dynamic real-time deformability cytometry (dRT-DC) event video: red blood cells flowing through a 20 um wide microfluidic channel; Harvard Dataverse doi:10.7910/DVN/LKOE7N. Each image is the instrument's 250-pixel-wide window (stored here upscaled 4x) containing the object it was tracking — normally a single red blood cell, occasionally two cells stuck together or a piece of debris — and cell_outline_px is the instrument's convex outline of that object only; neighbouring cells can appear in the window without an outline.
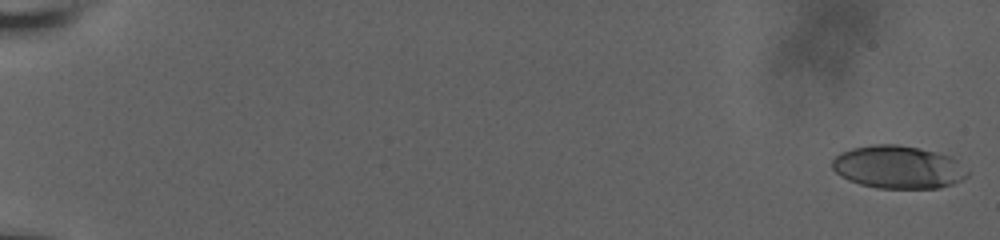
{"species": "human", "species_latin": "Homo sapiens", "temperature_condition": "room temperature", "stored_images_in_passage": 60, "camera_frame_rate_fps": 3000, "um_per_image_px": 0.085, "donor": {"sex": "male"}, "frame": {"image": 1, "passage_image": 1, "time_ms": 0.0, "image_size_px": [1000, 240], "cell_outline_px": [[968, 176], [952, 184], [940, 188], [876, 188], [860, 184], [848, 180], [840, 176], [832, 168], [832, 160], [840, 152], [852, 148], [872, 144], [896, 144], [920, 148], [936, 152], [948, 156], [956, 160], [968, 172]], "centroid_in_image_um": [76.3, 14.2], "position_along_channel_um": 8.7, "area_um2": 33.76}}
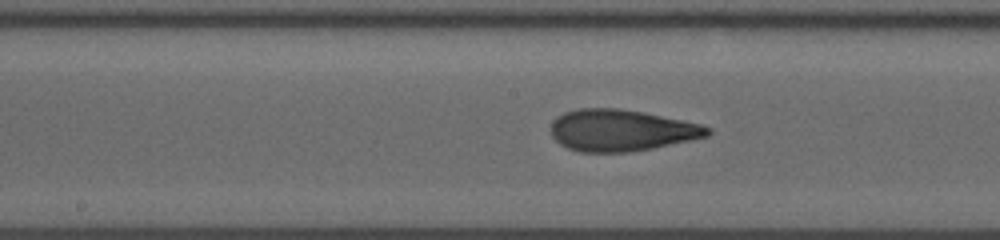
{"frame": {"image": 2, "passage_image": 34, "time_ms": 11.0, "image_size_px": [1000, 240], "cell_outline_px": [[712, 132], [708, 136], [692, 140], [652, 148], [628, 152], [580, 152], [568, 148], [560, 144], [552, 136], [548, 128], [552, 120], [556, 116], [564, 112], [580, 108], [620, 108], [644, 112], [684, 120], [700, 124], [712, 128]], "centroid_in_image_um": [52.79, 11.07], "position_along_channel_um": 195.4, "area_um2": 38.38}}
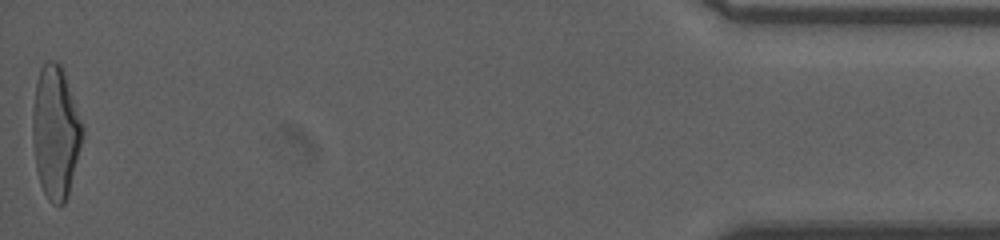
{"frame": {"image": 3, "passage_image": 60, "time_ms": 19.667, "image_size_px": [1000, 240], "cell_outline_px": [[84, 136], [68, 196], [64, 204], [60, 208], [52, 204], [48, 200], [40, 184], [36, 168], [32, 140], [32, 112], [36, 80], [40, 68], [48, 60], [52, 60], [60, 64], [84, 128]], "centroid_in_image_um": [4.71, 11.31], "position_along_channel_um": 430.5, "area_um2": 38.73}, "authors_computed_cell_mechanics": {"area_um2": 36.5874, "velocity_mm_per_s": 3.6925, "shape_relaxation_time_tau1_ms": 6.5759, "shape_relaxation_time_tau2_ms": 1.2164, "deformation_change_tau1": 0.2338, "deformation_change_tau2": 0.0941}}